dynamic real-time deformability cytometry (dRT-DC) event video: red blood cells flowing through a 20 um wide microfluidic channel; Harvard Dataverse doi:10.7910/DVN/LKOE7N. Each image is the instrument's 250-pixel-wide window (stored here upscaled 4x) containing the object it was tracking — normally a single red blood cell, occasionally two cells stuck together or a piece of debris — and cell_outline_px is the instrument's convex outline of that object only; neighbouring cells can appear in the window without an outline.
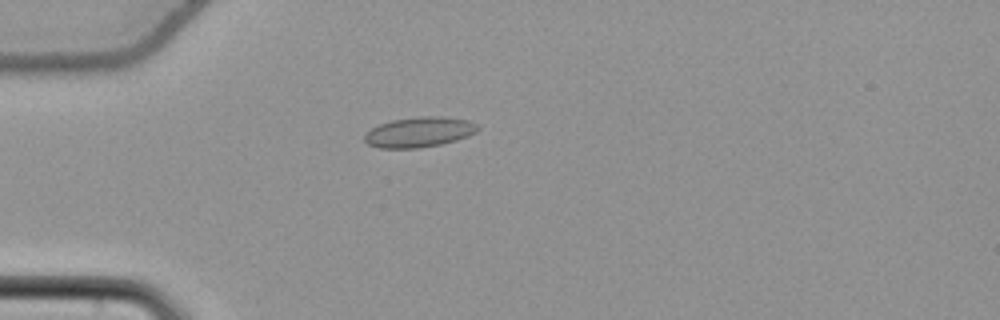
{"species": "common noctule bat (a hibernating species)", "species_latin": "Nyctalus noctula", "temperature_condition": "cold", "stored_images_in_passage": 40, "camera_frame_rate_fps": 3000, "um_per_image_px": 0.085, "animal": {"sex": "female", "body_mass_g": 22.7, "forearm_length_mm": 54.2}, "frame": {"image": 1, "passage_image": 1, "time_ms": 0.0, "image_size_px": [1000, 320], "cell_outline_px": [[480, 128], [476, 132], [468, 136], [456, 140], [440, 144], [420, 148], [380, 148], [368, 144], [364, 140], [364, 136], [372, 128], [380, 124], [392, 120], [420, 116], [440, 116], [468, 120], [476, 124]], "centroid_in_image_um": [35.65, 11.23], "position_along_channel_um": 49.4, "area_um2": 19.83}}
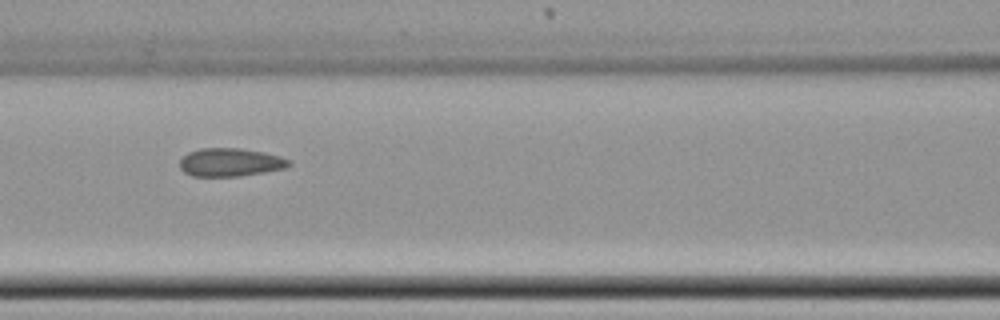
{"frame": {"image": 2, "passage_image": 10, "time_ms": 3.0, "image_size_px": [1000, 320], "cell_outline_px": [[292, 164], [284, 168], [264, 172], [240, 176], [192, 176], [184, 172], [180, 168], [180, 160], [188, 152], [200, 148], [240, 148], [264, 152], [280, 156], [292, 160]], "centroid_in_image_um": [19.59, 13.79], "position_along_channel_um": 147.0, "area_um2": 18.03}}
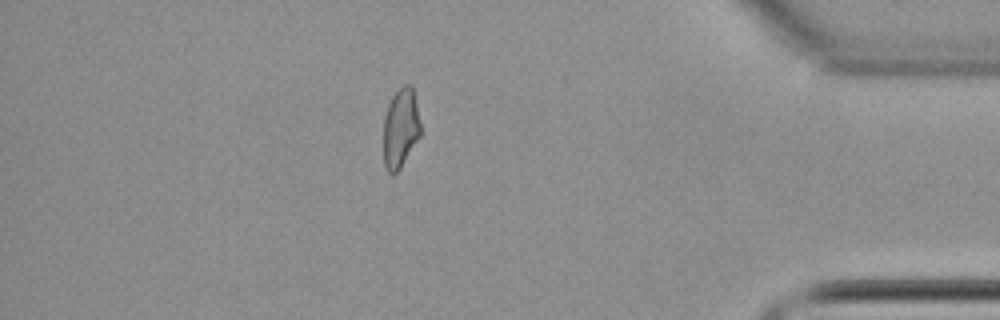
{"frame": {"image": 3, "passage_image": 33, "time_ms": 10.667, "image_size_px": [1000, 320], "cell_outline_px": [[420, 136], [400, 168], [392, 176], [384, 168], [384, 116], [388, 104], [392, 96], [404, 84], [408, 84], [412, 88], [416, 104], [420, 124]], "centroid_in_image_um": [34.03, 10.92], "position_along_channel_um": 401.2, "area_um2": 16.99}, "authors_computed_cell_mechanics": {"area_um2": 18.1203, "velocity_mm_per_s": 3.809, "shape_relaxation_time_tau1_ms": null, "shape_relaxation_time_tau2_ms": 4.7131, "deformation_change_tau1": null, "deformation_change_tau2": 0.0737}}